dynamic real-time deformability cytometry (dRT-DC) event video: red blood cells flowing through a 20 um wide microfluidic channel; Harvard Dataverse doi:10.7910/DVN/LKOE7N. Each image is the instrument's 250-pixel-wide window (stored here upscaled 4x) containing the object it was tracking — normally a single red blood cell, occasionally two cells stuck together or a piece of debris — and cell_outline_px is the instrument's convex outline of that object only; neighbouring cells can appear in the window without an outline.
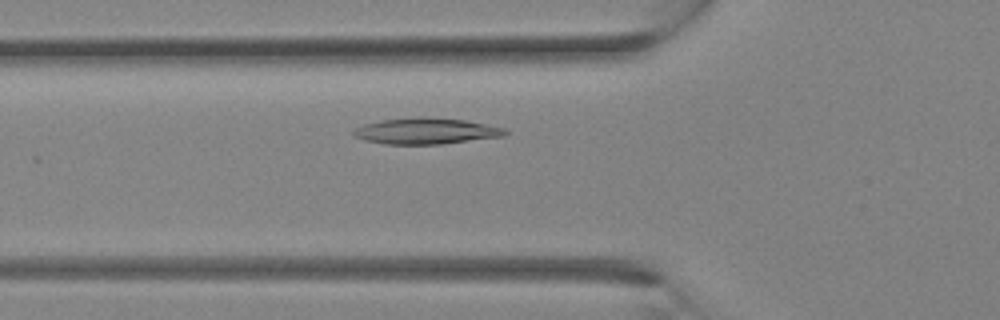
{"species": "Egyptian fruit bat (a non-hibernating species)", "species_latin": "Rousettus aegyptiacus", "temperature_condition": "room temperature", "stored_images_in_passage": 28, "camera_frame_rate_fps": 3000, "um_per_image_px": 0.085, "animal": {"sex": "female"}, "frame": {"image": 1, "passage_image": 7, "time_ms": 2.0, "image_size_px": [1000, 320], "cell_outline_px": [[508, 132], [504, 136], [440, 144], [384, 144], [364, 140], [352, 136], [352, 132], [356, 128], [364, 124], [380, 120], [420, 116], [424, 116], [464, 120], [504, 128]], "centroid_in_image_um": [36.16, 11.13], "position_along_channel_um": 89.6, "area_um2": 23.06}}
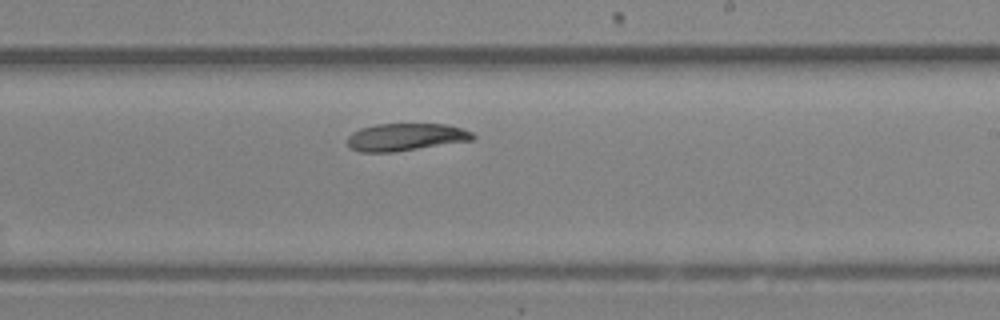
{"frame": {"image": 2, "passage_image": 15, "time_ms": 4.667, "image_size_px": [1000, 320], "cell_outline_px": [[476, 136], [472, 140], [396, 152], [360, 152], [352, 148], [348, 144], [348, 136], [352, 132], [360, 128], [376, 124], [448, 124], [472, 132]], "centroid_in_image_um": [34.48, 11.65], "position_along_channel_um": 254.5, "area_um2": 20.06}}
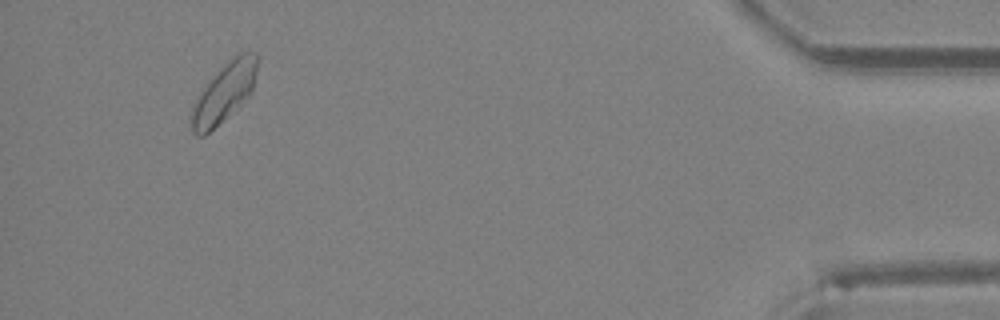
{"frame": {"image": 3, "passage_image": 26, "time_ms": 8.333, "image_size_px": [1000, 320], "cell_outline_px": [[260, 56], [252, 88], [248, 96], [228, 116], [204, 136], [196, 136], [192, 132], [192, 108], [196, 96], [208, 80], [232, 56], [240, 52], [256, 52]], "centroid_in_image_um": [19.05, 7.83], "position_along_channel_um": 416.1, "area_um2": 22.66}}